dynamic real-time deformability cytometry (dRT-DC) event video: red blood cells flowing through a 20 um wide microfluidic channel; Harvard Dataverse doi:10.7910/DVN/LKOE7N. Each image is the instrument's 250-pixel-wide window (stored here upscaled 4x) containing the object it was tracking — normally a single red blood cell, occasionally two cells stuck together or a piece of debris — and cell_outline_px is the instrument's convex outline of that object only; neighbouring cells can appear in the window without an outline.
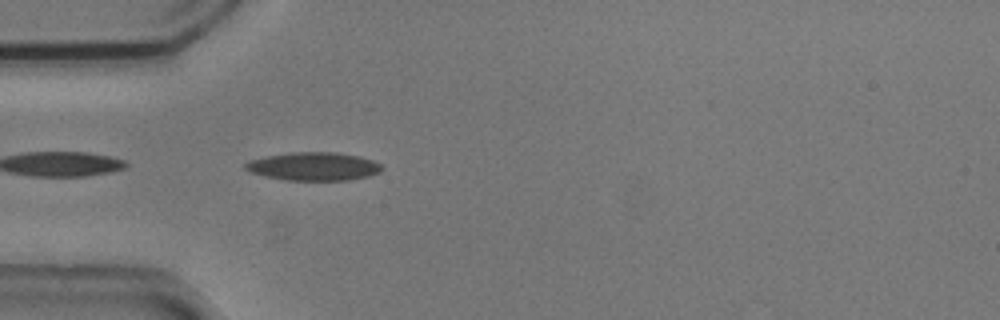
{"species": "common noctule bat (a hibernating species)", "species_latin": "Nyctalus noctula", "temperature_condition": "cold", "stored_images_in_passage": 21, "camera_frame_rate_fps": 3000, "um_per_image_px": 0.085, "animal": {"sex": "male", "body_mass_g": 20.5, "forearm_length_mm": 52.5}, "frame": {"image": 1, "passage_image": 1, "time_ms": 0.0, "image_size_px": [1000, 320], "cell_outline_px": [[384, 168], [380, 172], [368, 176], [348, 180], [288, 180], [268, 176], [252, 172], [244, 168], [244, 164], [252, 160], [268, 156], [292, 152], [336, 152], [360, 156], [372, 160], [380, 164]], "centroid_in_image_um": [26.72, 14.14], "position_along_channel_um": 58.3, "area_um2": 22.2}}